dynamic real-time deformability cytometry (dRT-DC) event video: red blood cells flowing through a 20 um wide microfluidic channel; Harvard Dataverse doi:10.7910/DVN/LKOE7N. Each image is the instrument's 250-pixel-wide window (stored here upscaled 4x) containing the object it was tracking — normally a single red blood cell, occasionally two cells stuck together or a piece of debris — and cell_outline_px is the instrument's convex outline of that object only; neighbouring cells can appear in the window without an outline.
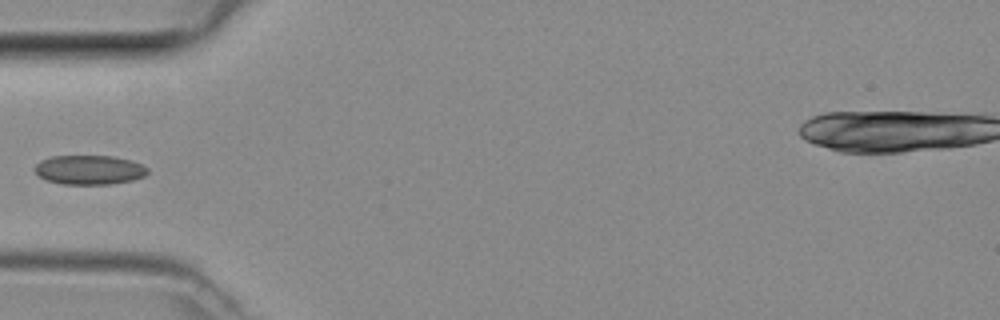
{"species": "common noctule bat (a hibernating species)", "species_latin": "Nyctalus noctula", "temperature_condition": "room temperature", "stored_images_in_passage": 34, "segment_of_instrument_passage": [1, 2], "camera_frame_rate_fps": 3000, "um_per_image_px": 0.085, "animal": {"sex": "female", "body_mass_g": 29.2, "forearm_length_mm": 56.3}, "frame": {"image": 1, "passage_image": 1, "time_ms": 0.0, "image_size_px": [1000, 320], "cell_outline_px": [[148, 172], [144, 176], [132, 180], [112, 184], [64, 184], [44, 180], [32, 168], [40, 160], [52, 156], [112, 156], [132, 160], [148, 168]], "centroid_in_image_um": [7.57, 14.43], "position_along_channel_um": 77.4, "area_um2": 19.36}}
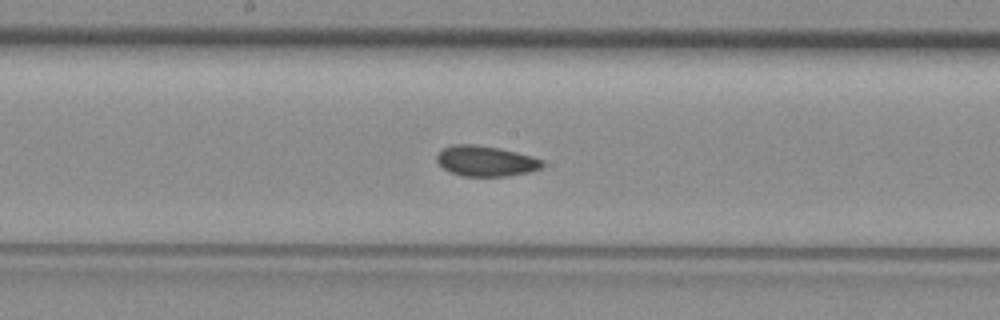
{"frame": {"image": 2, "passage_image": 10, "time_ms": 3.0, "image_size_px": [1000, 320], "cell_outline_px": [[544, 164], [540, 168], [528, 172], [508, 176], [464, 176], [452, 172], [444, 168], [436, 160], [436, 156], [444, 148], [452, 144], [476, 144], [516, 152], [532, 156], [544, 160]], "centroid_in_image_um": [41.3, 13.68], "position_along_channel_um": 206.9, "area_um2": 18.55}}
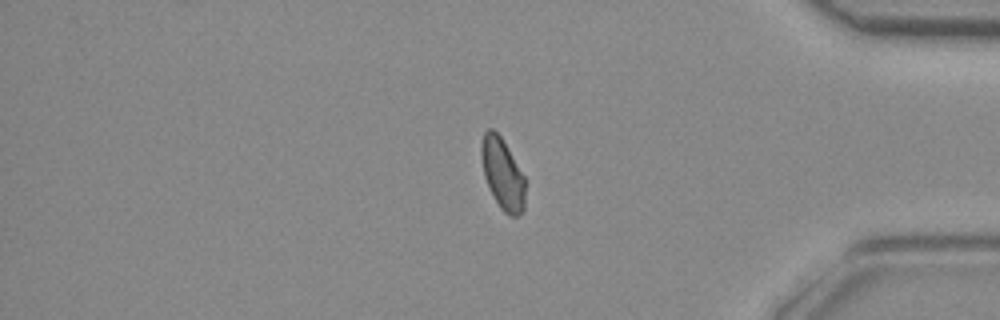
{"frame": {"image": 3, "passage_image": 25, "time_ms": 8.0, "image_size_px": [1000, 320], "cell_outline_px": [[524, 212], [516, 216], [508, 216], [500, 208], [484, 176], [480, 156], [480, 144], [484, 132], [488, 128], [492, 128], [500, 136], [524, 176]], "centroid_in_image_um": [42.69, 14.77], "position_along_channel_um": 392.5, "area_um2": 17.98}}